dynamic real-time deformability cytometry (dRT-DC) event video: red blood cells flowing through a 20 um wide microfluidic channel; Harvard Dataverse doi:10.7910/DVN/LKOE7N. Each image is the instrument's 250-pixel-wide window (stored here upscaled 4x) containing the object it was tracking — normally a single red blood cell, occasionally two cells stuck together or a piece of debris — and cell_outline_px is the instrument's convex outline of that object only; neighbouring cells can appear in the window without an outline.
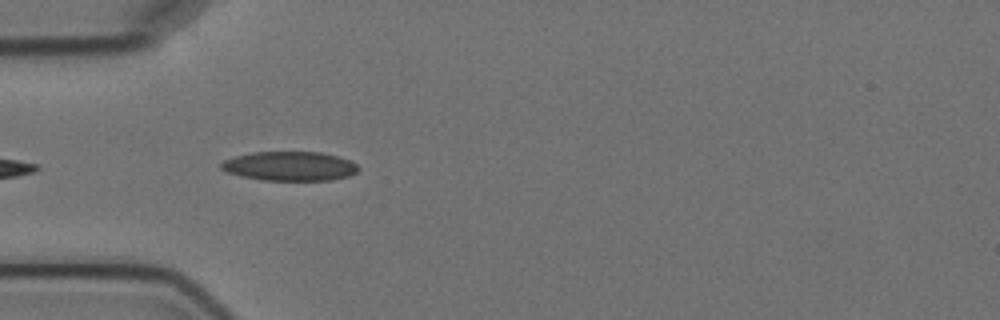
{"species": "Egyptian fruit bat (a non-hibernating species)", "species_latin": "Rousettus aegyptiacus", "temperature_condition": "cold", "stored_images_in_passage": 8, "camera_frame_rate_fps": 3000, "um_per_image_px": 0.085, "animal": {"sex": "female"}, "frame": {"image": 1, "passage_image": 5, "time_ms": 4.667, "image_size_px": [1000, 320], "cell_outline_px": [[360, 168], [356, 172], [348, 176], [332, 180], [264, 180], [240, 176], [228, 172], [220, 168], [220, 164], [224, 160], [236, 156], [252, 152], [320, 152], [340, 156], [352, 160]], "centroid_in_image_um": [24.66, 14.12], "position_along_channel_um": 60.3, "area_um2": 23.47}}
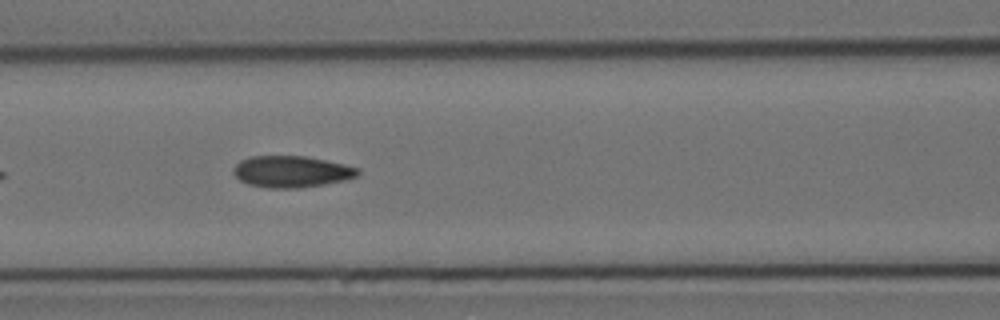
{"frame": {"image": 2, "passage_image": 7, "time_ms": 7.0, "image_size_px": [1000, 320], "cell_outline_px": [[360, 172], [356, 176], [344, 180], [324, 184], [296, 188], [268, 188], [248, 184], [240, 180], [232, 172], [232, 168], [240, 160], [252, 156], [304, 156], [344, 164], [360, 168]], "centroid_in_image_um": [24.75, 14.58], "position_along_channel_um": 141.9, "area_um2": 22.77}}
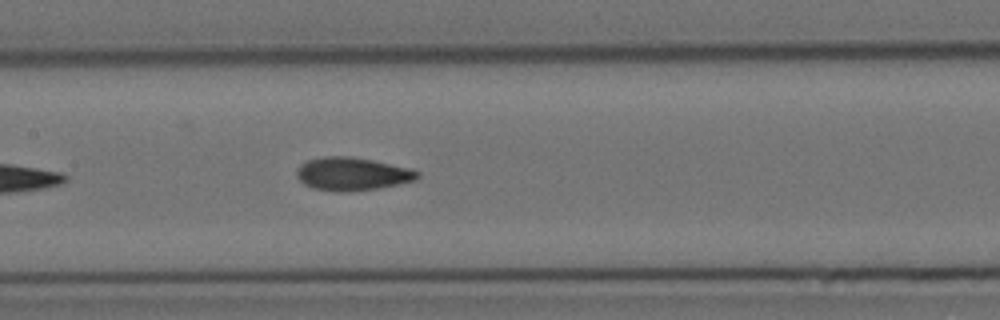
{"frame": {"image": 3, "passage_image": 8, "time_ms": 8.0, "image_size_px": [1000, 320], "cell_outline_px": [[420, 176], [416, 180], [380, 188], [312, 188], [304, 184], [296, 176], [296, 172], [300, 164], [308, 160], [324, 156], [352, 156], [412, 168], [420, 172]], "centroid_in_image_um": [29.98, 14.72], "position_along_channel_um": 177.4, "area_um2": 22.43}}